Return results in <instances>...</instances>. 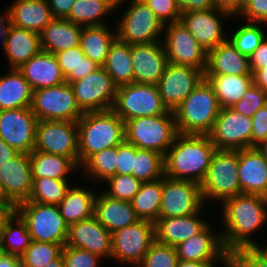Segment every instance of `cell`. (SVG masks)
I'll use <instances>...</instances> for the list:
<instances>
[{
  "mask_svg": "<svg viewBox=\"0 0 267 267\" xmlns=\"http://www.w3.org/2000/svg\"><path fill=\"white\" fill-rule=\"evenodd\" d=\"M225 232L221 239L225 250L231 253L242 248L256 247L249 236L267 223V202L265 196L240 193L223 203Z\"/></svg>",
  "mask_w": 267,
  "mask_h": 267,
  "instance_id": "cell-1",
  "label": "cell"
},
{
  "mask_svg": "<svg viewBox=\"0 0 267 267\" xmlns=\"http://www.w3.org/2000/svg\"><path fill=\"white\" fill-rule=\"evenodd\" d=\"M216 150L209 135L178 134L164 156L165 176L200 185Z\"/></svg>",
  "mask_w": 267,
  "mask_h": 267,
  "instance_id": "cell-2",
  "label": "cell"
},
{
  "mask_svg": "<svg viewBox=\"0 0 267 267\" xmlns=\"http://www.w3.org/2000/svg\"><path fill=\"white\" fill-rule=\"evenodd\" d=\"M77 125L79 166L94 153L125 141V122L112 109L86 112Z\"/></svg>",
  "mask_w": 267,
  "mask_h": 267,
  "instance_id": "cell-3",
  "label": "cell"
},
{
  "mask_svg": "<svg viewBox=\"0 0 267 267\" xmlns=\"http://www.w3.org/2000/svg\"><path fill=\"white\" fill-rule=\"evenodd\" d=\"M220 110L214 89L204 77L173 112L178 134L209 135Z\"/></svg>",
  "mask_w": 267,
  "mask_h": 267,
  "instance_id": "cell-4",
  "label": "cell"
},
{
  "mask_svg": "<svg viewBox=\"0 0 267 267\" xmlns=\"http://www.w3.org/2000/svg\"><path fill=\"white\" fill-rule=\"evenodd\" d=\"M178 135L174 113L138 117L125 122V141L166 155Z\"/></svg>",
  "mask_w": 267,
  "mask_h": 267,
  "instance_id": "cell-5",
  "label": "cell"
},
{
  "mask_svg": "<svg viewBox=\"0 0 267 267\" xmlns=\"http://www.w3.org/2000/svg\"><path fill=\"white\" fill-rule=\"evenodd\" d=\"M238 167L239 150L217 149L200 184L203 202L218 199L223 203L226 199L240 194Z\"/></svg>",
  "mask_w": 267,
  "mask_h": 267,
  "instance_id": "cell-6",
  "label": "cell"
},
{
  "mask_svg": "<svg viewBox=\"0 0 267 267\" xmlns=\"http://www.w3.org/2000/svg\"><path fill=\"white\" fill-rule=\"evenodd\" d=\"M16 213L26 223L32 240L66 245L69 226L58 205L22 202L16 206Z\"/></svg>",
  "mask_w": 267,
  "mask_h": 267,
  "instance_id": "cell-7",
  "label": "cell"
},
{
  "mask_svg": "<svg viewBox=\"0 0 267 267\" xmlns=\"http://www.w3.org/2000/svg\"><path fill=\"white\" fill-rule=\"evenodd\" d=\"M112 110L124 121L169 112L156 84L130 83L117 87Z\"/></svg>",
  "mask_w": 267,
  "mask_h": 267,
  "instance_id": "cell-8",
  "label": "cell"
},
{
  "mask_svg": "<svg viewBox=\"0 0 267 267\" xmlns=\"http://www.w3.org/2000/svg\"><path fill=\"white\" fill-rule=\"evenodd\" d=\"M116 26L117 39L129 45L160 42L164 25L143 0H131Z\"/></svg>",
  "mask_w": 267,
  "mask_h": 267,
  "instance_id": "cell-9",
  "label": "cell"
},
{
  "mask_svg": "<svg viewBox=\"0 0 267 267\" xmlns=\"http://www.w3.org/2000/svg\"><path fill=\"white\" fill-rule=\"evenodd\" d=\"M31 109L38 121L77 122L84 114L77 105L71 85L67 82L33 91Z\"/></svg>",
  "mask_w": 267,
  "mask_h": 267,
  "instance_id": "cell-10",
  "label": "cell"
},
{
  "mask_svg": "<svg viewBox=\"0 0 267 267\" xmlns=\"http://www.w3.org/2000/svg\"><path fill=\"white\" fill-rule=\"evenodd\" d=\"M34 150L69 157L79 167L77 122L38 121Z\"/></svg>",
  "mask_w": 267,
  "mask_h": 267,
  "instance_id": "cell-11",
  "label": "cell"
},
{
  "mask_svg": "<svg viewBox=\"0 0 267 267\" xmlns=\"http://www.w3.org/2000/svg\"><path fill=\"white\" fill-rule=\"evenodd\" d=\"M70 85L77 105L83 113L113 108L117 86L102 66Z\"/></svg>",
  "mask_w": 267,
  "mask_h": 267,
  "instance_id": "cell-12",
  "label": "cell"
},
{
  "mask_svg": "<svg viewBox=\"0 0 267 267\" xmlns=\"http://www.w3.org/2000/svg\"><path fill=\"white\" fill-rule=\"evenodd\" d=\"M163 47L168 62L174 65L191 66L205 72L207 52L181 22L164 25Z\"/></svg>",
  "mask_w": 267,
  "mask_h": 267,
  "instance_id": "cell-13",
  "label": "cell"
},
{
  "mask_svg": "<svg viewBox=\"0 0 267 267\" xmlns=\"http://www.w3.org/2000/svg\"><path fill=\"white\" fill-rule=\"evenodd\" d=\"M200 185L188 180L162 177V197L159 218L198 213L203 206Z\"/></svg>",
  "mask_w": 267,
  "mask_h": 267,
  "instance_id": "cell-14",
  "label": "cell"
},
{
  "mask_svg": "<svg viewBox=\"0 0 267 267\" xmlns=\"http://www.w3.org/2000/svg\"><path fill=\"white\" fill-rule=\"evenodd\" d=\"M155 240V223L138 220L112 233L111 257L137 266Z\"/></svg>",
  "mask_w": 267,
  "mask_h": 267,
  "instance_id": "cell-15",
  "label": "cell"
},
{
  "mask_svg": "<svg viewBox=\"0 0 267 267\" xmlns=\"http://www.w3.org/2000/svg\"><path fill=\"white\" fill-rule=\"evenodd\" d=\"M38 119L31 108L0 111V138L19 153L30 154L35 148Z\"/></svg>",
  "mask_w": 267,
  "mask_h": 267,
  "instance_id": "cell-16",
  "label": "cell"
},
{
  "mask_svg": "<svg viewBox=\"0 0 267 267\" xmlns=\"http://www.w3.org/2000/svg\"><path fill=\"white\" fill-rule=\"evenodd\" d=\"M252 120L230 107L221 108L214 127L209 134L219 150L250 148Z\"/></svg>",
  "mask_w": 267,
  "mask_h": 267,
  "instance_id": "cell-17",
  "label": "cell"
},
{
  "mask_svg": "<svg viewBox=\"0 0 267 267\" xmlns=\"http://www.w3.org/2000/svg\"><path fill=\"white\" fill-rule=\"evenodd\" d=\"M204 77L200 69L168 63L157 84L167 109L174 112Z\"/></svg>",
  "mask_w": 267,
  "mask_h": 267,
  "instance_id": "cell-18",
  "label": "cell"
},
{
  "mask_svg": "<svg viewBox=\"0 0 267 267\" xmlns=\"http://www.w3.org/2000/svg\"><path fill=\"white\" fill-rule=\"evenodd\" d=\"M229 16L232 15L214 8L204 11L182 12L180 21L187 27L203 49L208 52L228 40V37L224 36L225 32L220 17L227 18Z\"/></svg>",
  "mask_w": 267,
  "mask_h": 267,
  "instance_id": "cell-19",
  "label": "cell"
},
{
  "mask_svg": "<svg viewBox=\"0 0 267 267\" xmlns=\"http://www.w3.org/2000/svg\"><path fill=\"white\" fill-rule=\"evenodd\" d=\"M0 182L9 199L17 206L28 201L33 187L30 156L18 153L0 166Z\"/></svg>",
  "mask_w": 267,
  "mask_h": 267,
  "instance_id": "cell-20",
  "label": "cell"
},
{
  "mask_svg": "<svg viewBox=\"0 0 267 267\" xmlns=\"http://www.w3.org/2000/svg\"><path fill=\"white\" fill-rule=\"evenodd\" d=\"M65 246L111 258L112 233L100 224L95 216H92L69 226Z\"/></svg>",
  "mask_w": 267,
  "mask_h": 267,
  "instance_id": "cell-21",
  "label": "cell"
},
{
  "mask_svg": "<svg viewBox=\"0 0 267 267\" xmlns=\"http://www.w3.org/2000/svg\"><path fill=\"white\" fill-rule=\"evenodd\" d=\"M211 231L207 224L193 237L178 244L175 247L178 259L197 262H217L220 259L228 267L229 253L223 246L221 235Z\"/></svg>",
  "mask_w": 267,
  "mask_h": 267,
  "instance_id": "cell-22",
  "label": "cell"
},
{
  "mask_svg": "<svg viewBox=\"0 0 267 267\" xmlns=\"http://www.w3.org/2000/svg\"><path fill=\"white\" fill-rule=\"evenodd\" d=\"M131 58L135 83L157 85L169 63L162 40L131 45Z\"/></svg>",
  "mask_w": 267,
  "mask_h": 267,
  "instance_id": "cell-23",
  "label": "cell"
},
{
  "mask_svg": "<svg viewBox=\"0 0 267 267\" xmlns=\"http://www.w3.org/2000/svg\"><path fill=\"white\" fill-rule=\"evenodd\" d=\"M238 176L241 193L267 194V160L256 147L239 150Z\"/></svg>",
  "mask_w": 267,
  "mask_h": 267,
  "instance_id": "cell-24",
  "label": "cell"
},
{
  "mask_svg": "<svg viewBox=\"0 0 267 267\" xmlns=\"http://www.w3.org/2000/svg\"><path fill=\"white\" fill-rule=\"evenodd\" d=\"M18 70L33 91L61 85L66 82L55 54L41 50Z\"/></svg>",
  "mask_w": 267,
  "mask_h": 267,
  "instance_id": "cell-25",
  "label": "cell"
},
{
  "mask_svg": "<svg viewBox=\"0 0 267 267\" xmlns=\"http://www.w3.org/2000/svg\"><path fill=\"white\" fill-rule=\"evenodd\" d=\"M4 51L10 69H18L41 49L40 34L8 23Z\"/></svg>",
  "mask_w": 267,
  "mask_h": 267,
  "instance_id": "cell-26",
  "label": "cell"
},
{
  "mask_svg": "<svg viewBox=\"0 0 267 267\" xmlns=\"http://www.w3.org/2000/svg\"><path fill=\"white\" fill-rule=\"evenodd\" d=\"M5 12L8 23L37 33L54 18L47 0H15Z\"/></svg>",
  "mask_w": 267,
  "mask_h": 267,
  "instance_id": "cell-27",
  "label": "cell"
},
{
  "mask_svg": "<svg viewBox=\"0 0 267 267\" xmlns=\"http://www.w3.org/2000/svg\"><path fill=\"white\" fill-rule=\"evenodd\" d=\"M186 216L159 218L155 222L156 240L162 244L176 247L183 241L200 232L208 223L202 220L199 213Z\"/></svg>",
  "mask_w": 267,
  "mask_h": 267,
  "instance_id": "cell-28",
  "label": "cell"
},
{
  "mask_svg": "<svg viewBox=\"0 0 267 267\" xmlns=\"http://www.w3.org/2000/svg\"><path fill=\"white\" fill-rule=\"evenodd\" d=\"M204 75H253L249 57L241 54L229 40L207 52Z\"/></svg>",
  "mask_w": 267,
  "mask_h": 267,
  "instance_id": "cell-29",
  "label": "cell"
},
{
  "mask_svg": "<svg viewBox=\"0 0 267 267\" xmlns=\"http://www.w3.org/2000/svg\"><path fill=\"white\" fill-rule=\"evenodd\" d=\"M94 216L110 233L140 220L131 202L111 198L104 192L96 196Z\"/></svg>",
  "mask_w": 267,
  "mask_h": 267,
  "instance_id": "cell-30",
  "label": "cell"
},
{
  "mask_svg": "<svg viewBox=\"0 0 267 267\" xmlns=\"http://www.w3.org/2000/svg\"><path fill=\"white\" fill-rule=\"evenodd\" d=\"M82 27L66 18H53L39 33L41 49L56 54L79 46Z\"/></svg>",
  "mask_w": 267,
  "mask_h": 267,
  "instance_id": "cell-31",
  "label": "cell"
},
{
  "mask_svg": "<svg viewBox=\"0 0 267 267\" xmlns=\"http://www.w3.org/2000/svg\"><path fill=\"white\" fill-rule=\"evenodd\" d=\"M0 76V111L31 108L33 89L18 69Z\"/></svg>",
  "mask_w": 267,
  "mask_h": 267,
  "instance_id": "cell-32",
  "label": "cell"
},
{
  "mask_svg": "<svg viewBox=\"0 0 267 267\" xmlns=\"http://www.w3.org/2000/svg\"><path fill=\"white\" fill-rule=\"evenodd\" d=\"M96 194L87 188L71 187L58 205L65 223L70 226L94 216Z\"/></svg>",
  "mask_w": 267,
  "mask_h": 267,
  "instance_id": "cell-33",
  "label": "cell"
},
{
  "mask_svg": "<svg viewBox=\"0 0 267 267\" xmlns=\"http://www.w3.org/2000/svg\"><path fill=\"white\" fill-rule=\"evenodd\" d=\"M221 108L231 107L252 87L253 75H204Z\"/></svg>",
  "mask_w": 267,
  "mask_h": 267,
  "instance_id": "cell-34",
  "label": "cell"
},
{
  "mask_svg": "<svg viewBox=\"0 0 267 267\" xmlns=\"http://www.w3.org/2000/svg\"><path fill=\"white\" fill-rule=\"evenodd\" d=\"M107 24L101 26H83L80 47L86 57L98 66L106 62L109 48L117 38L116 33L109 30Z\"/></svg>",
  "mask_w": 267,
  "mask_h": 267,
  "instance_id": "cell-35",
  "label": "cell"
},
{
  "mask_svg": "<svg viewBox=\"0 0 267 267\" xmlns=\"http://www.w3.org/2000/svg\"><path fill=\"white\" fill-rule=\"evenodd\" d=\"M119 87L134 82V69L131 58V45L117 38L111 44L105 64L102 66Z\"/></svg>",
  "mask_w": 267,
  "mask_h": 267,
  "instance_id": "cell-36",
  "label": "cell"
},
{
  "mask_svg": "<svg viewBox=\"0 0 267 267\" xmlns=\"http://www.w3.org/2000/svg\"><path fill=\"white\" fill-rule=\"evenodd\" d=\"M29 156L33 178L67 179V174L79 168L69 157L63 155L33 150Z\"/></svg>",
  "mask_w": 267,
  "mask_h": 267,
  "instance_id": "cell-37",
  "label": "cell"
},
{
  "mask_svg": "<svg viewBox=\"0 0 267 267\" xmlns=\"http://www.w3.org/2000/svg\"><path fill=\"white\" fill-rule=\"evenodd\" d=\"M162 197V178L143 182L131 204L136 216L140 220L156 222L159 219V210Z\"/></svg>",
  "mask_w": 267,
  "mask_h": 267,
  "instance_id": "cell-38",
  "label": "cell"
},
{
  "mask_svg": "<svg viewBox=\"0 0 267 267\" xmlns=\"http://www.w3.org/2000/svg\"><path fill=\"white\" fill-rule=\"evenodd\" d=\"M31 241L26 223L15 212L0 234V252L20 257L30 246Z\"/></svg>",
  "mask_w": 267,
  "mask_h": 267,
  "instance_id": "cell-39",
  "label": "cell"
},
{
  "mask_svg": "<svg viewBox=\"0 0 267 267\" xmlns=\"http://www.w3.org/2000/svg\"><path fill=\"white\" fill-rule=\"evenodd\" d=\"M55 56L68 84L86 77L100 67L85 56L80 45L58 52Z\"/></svg>",
  "mask_w": 267,
  "mask_h": 267,
  "instance_id": "cell-40",
  "label": "cell"
},
{
  "mask_svg": "<svg viewBox=\"0 0 267 267\" xmlns=\"http://www.w3.org/2000/svg\"><path fill=\"white\" fill-rule=\"evenodd\" d=\"M112 11L114 9L104 1L76 0L66 19L81 26H101L105 25L102 16Z\"/></svg>",
  "mask_w": 267,
  "mask_h": 267,
  "instance_id": "cell-41",
  "label": "cell"
},
{
  "mask_svg": "<svg viewBox=\"0 0 267 267\" xmlns=\"http://www.w3.org/2000/svg\"><path fill=\"white\" fill-rule=\"evenodd\" d=\"M134 178L142 183L162 178L165 175L164 155L135 146Z\"/></svg>",
  "mask_w": 267,
  "mask_h": 267,
  "instance_id": "cell-42",
  "label": "cell"
},
{
  "mask_svg": "<svg viewBox=\"0 0 267 267\" xmlns=\"http://www.w3.org/2000/svg\"><path fill=\"white\" fill-rule=\"evenodd\" d=\"M70 188L67 179L33 178V187L28 201L59 205Z\"/></svg>",
  "mask_w": 267,
  "mask_h": 267,
  "instance_id": "cell-43",
  "label": "cell"
},
{
  "mask_svg": "<svg viewBox=\"0 0 267 267\" xmlns=\"http://www.w3.org/2000/svg\"><path fill=\"white\" fill-rule=\"evenodd\" d=\"M92 180H104L116 175L117 146L103 149L91 155L82 165Z\"/></svg>",
  "mask_w": 267,
  "mask_h": 267,
  "instance_id": "cell-44",
  "label": "cell"
},
{
  "mask_svg": "<svg viewBox=\"0 0 267 267\" xmlns=\"http://www.w3.org/2000/svg\"><path fill=\"white\" fill-rule=\"evenodd\" d=\"M62 249V244L32 240L20 256V262L23 267H45L62 254Z\"/></svg>",
  "mask_w": 267,
  "mask_h": 267,
  "instance_id": "cell-45",
  "label": "cell"
},
{
  "mask_svg": "<svg viewBox=\"0 0 267 267\" xmlns=\"http://www.w3.org/2000/svg\"><path fill=\"white\" fill-rule=\"evenodd\" d=\"M263 26L262 23L248 22L237 28L228 40L241 54L249 57L266 37Z\"/></svg>",
  "mask_w": 267,
  "mask_h": 267,
  "instance_id": "cell-46",
  "label": "cell"
},
{
  "mask_svg": "<svg viewBox=\"0 0 267 267\" xmlns=\"http://www.w3.org/2000/svg\"><path fill=\"white\" fill-rule=\"evenodd\" d=\"M178 254L175 247L162 244L155 240L138 267H176Z\"/></svg>",
  "mask_w": 267,
  "mask_h": 267,
  "instance_id": "cell-47",
  "label": "cell"
},
{
  "mask_svg": "<svg viewBox=\"0 0 267 267\" xmlns=\"http://www.w3.org/2000/svg\"><path fill=\"white\" fill-rule=\"evenodd\" d=\"M108 190L103 192L114 199L131 202L133 197L139 191L142 182L132 175L116 174L105 181Z\"/></svg>",
  "mask_w": 267,
  "mask_h": 267,
  "instance_id": "cell-48",
  "label": "cell"
},
{
  "mask_svg": "<svg viewBox=\"0 0 267 267\" xmlns=\"http://www.w3.org/2000/svg\"><path fill=\"white\" fill-rule=\"evenodd\" d=\"M265 104H267V94L253 84L241 100L234 103L230 108L251 118Z\"/></svg>",
  "mask_w": 267,
  "mask_h": 267,
  "instance_id": "cell-49",
  "label": "cell"
},
{
  "mask_svg": "<svg viewBox=\"0 0 267 267\" xmlns=\"http://www.w3.org/2000/svg\"><path fill=\"white\" fill-rule=\"evenodd\" d=\"M62 257L65 267H99L100 255L87 250L63 246Z\"/></svg>",
  "mask_w": 267,
  "mask_h": 267,
  "instance_id": "cell-50",
  "label": "cell"
},
{
  "mask_svg": "<svg viewBox=\"0 0 267 267\" xmlns=\"http://www.w3.org/2000/svg\"><path fill=\"white\" fill-rule=\"evenodd\" d=\"M228 267H267V258L256 247L229 253Z\"/></svg>",
  "mask_w": 267,
  "mask_h": 267,
  "instance_id": "cell-51",
  "label": "cell"
},
{
  "mask_svg": "<svg viewBox=\"0 0 267 267\" xmlns=\"http://www.w3.org/2000/svg\"><path fill=\"white\" fill-rule=\"evenodd\" d=\"M163 24L180 21L181 10L175 0H143Z\"/></svg>",
  "mask_w": 267,
  "mask_h": 267,
  "instance_id": "cell-52",
  "label": "cell"
},
{
  "mask_svg": "<svg viewBox=\"0 0 267 267\" xmlns=\"http://www.w3.org/2000/svg\"><path fill=\"white\" fill-rule=\"evenodd\" d=\"M239 15L250 23L267 24V0H245Z\"/></svg>",
  "mask_w": 267,
  "mask_h": 267,
  "instance_id": "cell-53",
  "label": "cell"
},
{
  "mask_svg": "<svg viewBox=\"0 0 267 267\" xmlns=\"http://www.w3.org/2000/svg\"><path fill=\"white\" fill-rule=\"evenodd\" d=\"M135 146L127 141L117 146L116 174L131 175L134 169Z\"/></svg>",
  "mask_w": 267,
  "mask_h": 267,
  "instance_id": "cell-54",
  "label": "cell"
},
{
  "mask_svg": "<svg viewBox=\"0 0 267 267\" xmlns=\"http://www.w3.org/2000/svg\"><path fill=\"white\" fill-rule=\"evenodd\" d=\"M252 133L250 138V147L260 145L267 135V104L258 109L251 117Z\"/></svg>",
  "mask_w": 267,
  "mask_h": 267,
  "instance_id": "cell-55",
  "label": "cell"
},
{
  "mask_svg": "<svg viewBox=\"0 0 267 267\" xmlns=\"http://www.w3.org/2000/svg\"><path fill=\"white\" fill-rule=\"evenodd\" d=\"M181 12L204 11L217 8L215 0H175Z\"/></svg>",
  "mask_w": 267,
  "mask_h": 267,
  "instance_id": "cell-56",
  "label": "cell"
},
{
  "mask_svg": "<svg viewBox=\"0 0 267 267\" xmlns=\"http://www.w3.org/2000/svg\"><path fill=\"white\" fill-rule=\"evenodd\" d=\"M267 66V37L261 42L260 46L249 56V67L251 73Z\"/></svg>",
  "mask_w": 267,
  "mask_h": 267,
  "instance_id": "cell-57",
  "label": "cell"
},
{
  "mask_svg": "<svg viewBox=\"0 0 267 267\" xmlns=\"http://www.w3.org/2000/svg\"><path fill=\"white\" fill-rule=\"evenodd\" d=\"M76 0H47L54 18H66Z\"/></svg>",
  "mask_w": 267,
  "mask_h": 267,
  "instance_id": "cell-58",
  "label": "cell"
},
{
  "mask_svg": "<svg viewBox=\"0 0 267 267\" xmlns=\"http://www.w3.org/2000/svg\"><path fill=\"white\" fill-rule=\"evenodd\" d=\"M245 0H215V5L217 9L226 11L233 15L239 14L243 9Z\"/></svg>",
  "mask_w": 267,
  "mask_h": 267,
  "instance_id": "cell-59",
  "label": "cell"
},
{
  "mask_svg": "<svg viewBox=\"0 0 267 267\" xmlns=\"http://www.w3.org/2000/svg\"><path fill=\"white\" fill-rule=\"evenodd\" d=\"M253 83L267 94V66L255 70L253 73Z\"/></svg>",
  "mask_w": 267,
  "mask_h": 267,
  "instance_id": "cell-60",
  "label": "cell"
},
{
  "mask_svg": "<svg viewBox=\"0 0 267 267\" xmlns=\"http://www.w3.org/2000/svg\"><path fill=\"white\" fill-rule=\"evenodd\" d=\"M15 212V204H0V234L6 222L12 217Z\"/></svg>",
  "mask_w": 267,
  "mask_h": 267,
  "instance_id": "cell-61",
  "label": "cell"
},
{
  "mask_svg": "<svg viewBox=\"0 0 267 267\" xmlns=\"http://www.w3.org/2000/svg\"><path fill=\"white\" fill-rule=\"evenodd\" d=\"M19 152L12 148L8 143H6L2 138H0V166L12 159Z\"/></svg>",
  "mask_w": 267,
  "mask_h": 267,
  "instance_id": "cell-62",
  "label": "cell"
},
{
  "mask_svg": "<svg viewBox=\"0 0 267 267\" xmlns=\"http://www.w3.org/2000/svg\"><path fill=\"white\" fill-rule=\"evenodd\" d=\"M20 262L16 255L0 253V267H15Z\"/></svg>",
  "mask_w": 267,
  "mask_h": 267,
  "instance_id": "cell-63",
  "label": "cell"
},
{
  "mask_svg": "<svg viewBox=\"0 0 267 267\" xmlns=\"http://www.w3.org/2000/svg\"><path fill=\"white\" fill-rule=\"evenodd\" d=\"M213 263L216 262H197L178 260L176 267H215Z\"/></svg>",
  "mask_w": 267,
  "mask_h": 267,
  "instance_id": "cell-64",
  "label": "cell"
},
{
  "mask_svg": "<svg viewBox=\"0 0 267 267\" xmlns=\"http://www.w3.org/2000/svg\"><path fill=\"white\" fill-rule=\"evenodd\" d=\"M4 23L7 25H5ZM7 28H8V17L5 12L3 15L0 16V36L2 37L3 46H4V40H5Z\"/></svg>",
  "mask_w": 267,
  "mask_h": 267,
  "instance_id": "cell-65",
  "label": "cell"
},
{
  "mask_svg": "<svg viewBox=\"0 0 267 267\" xmlns=\"http://www.w3.org/2000/svg\"><path fill=\"white\" fill-rule=\"evenodd\" d=\"M0 204H14L4 191L3 185L0 182Z\"/></svg>",
  "mask_w": 267,
  "mask_h": 267,
  "instance_id": "cell-66",
  "label": "cell"
},
{
  "mask_svg": "<svg viewBox=\"0 0 267 267\" xmlns=\"http://www.w3.org/2000/svg\"><path fill=\"white\" fill-rule=\"evenodd\" d=\"M45 267H65L62 254L58 258L49 262Z\"/></svg>",
  "mask_w": 267,
  "mask_h": 267,
  "instance_id": "cell-67",
  "label": "cell"
},
{
  "mask_svg": "<svg viewBox=\"0 0 267 267\" xmlns=\"http://www.w3.org/2000/svg\"><path fill=\"white\" fill-rule=\"evenodd\" d=\"M263 155V157L267 160V135L264 141L256 147Z\"/></svg>",
  "mask_w": 267,
  "mask_h": 267,
  "instance_id": "cell-68",
  "label": "cell"
},
{
  "mask_svg": "<svg viewBox=\"0 0 267 267\" xmlns=\"http://www.w3.org/2000/svg\"><path fill=\"white\" fill-rule=\"evenodd\" d=\"M99 1H104L107 2L113 9L117 8L118 5L123 4V1L126 2L125 0H99Z\"/></svg>",
  "mask_w": 267,
  "mask_h": 267,
  "instance_id": "cell-69",
  "label": "cell"
},
{
  "mask_svg": "<svg viewBox=\"0 0 267 267\" xmlns=\"http://www.w3.org/2000/svg\"><path fill=\"white\" fill-rule=\"evenodd\" d=\"M256 249L267 258V247L266 248L265 247L263 248V247L257 245L256 246Z\"/></svg>",
  "mask_w": 267,
  "mask_h": 267,
  "instance_id": "cell-70",
  "label": "cell"
},
{
  "mask_svg": "<svg viewBox=\"0 0 267 267\" xmlns=\"http://www.w3.org/2000/svg\"><path fill=\"white\" fill-rule=\"evenodd\" d=\"M15 267H23V265L19 262Z\"/></svg>",
  "mask_w": 267,
  "mask_h": 267,
  "instance_id": "cell-71",
  "label": "cell"
}]
</instances>
